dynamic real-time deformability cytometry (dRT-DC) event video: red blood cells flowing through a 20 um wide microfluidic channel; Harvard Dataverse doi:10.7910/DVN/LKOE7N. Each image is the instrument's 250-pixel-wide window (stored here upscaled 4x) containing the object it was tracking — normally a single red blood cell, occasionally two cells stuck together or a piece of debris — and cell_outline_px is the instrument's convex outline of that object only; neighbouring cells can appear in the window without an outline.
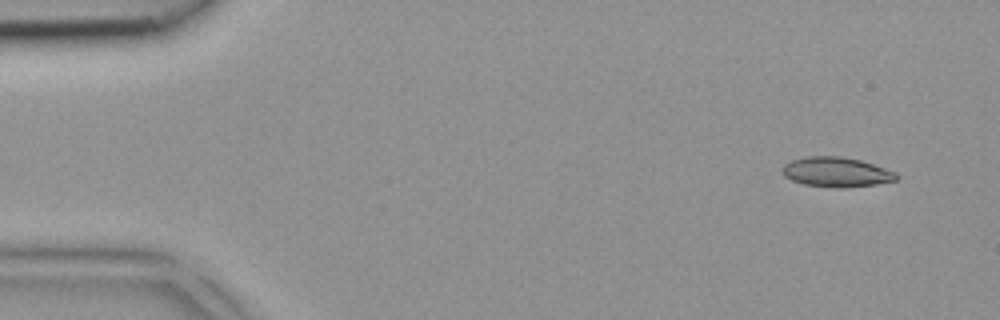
{"species": "common noctule bat (a hibernating species)", "species_latin": "Nyctalus noctula", "temperature_condition": "room temperature", "stored_images_in_passage": 5, "segment_of_instrument_passage": [2, 2], "camera_frame_rate_fps": 3000, "um_per_image_px": 0.085, "animal": {"sex": "female", "body_mass_g": 18.4}, "frame": {"image": 1, "passage_image": 5, "time_ms": 1.333, "image_size_px": [1000, 320], "cell_outline_px": [[900, 176], [896, 180], [876, 184], [804, 184], [792, 180], [784, 176], [784, 164], [792, 160], [804, 156], [840, 156], [860, 160], [896, 172]], "centroid_in_image_um": [71.09, 14.55], "position_along_channel_um": 13.9, "area_um2": 18.55}}